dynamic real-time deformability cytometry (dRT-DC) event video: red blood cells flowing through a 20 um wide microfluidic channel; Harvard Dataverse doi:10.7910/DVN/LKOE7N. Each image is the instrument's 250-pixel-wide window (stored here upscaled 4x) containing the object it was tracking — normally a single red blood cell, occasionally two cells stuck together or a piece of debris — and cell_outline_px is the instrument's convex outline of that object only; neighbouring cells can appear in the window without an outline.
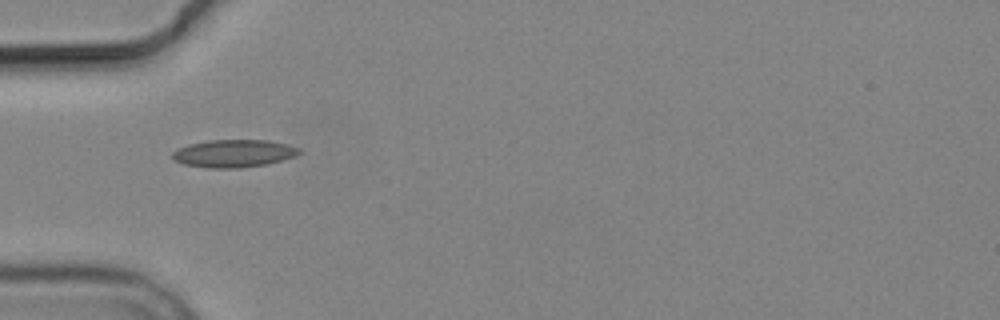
{"species": "common noctule bat (a hibernating species)", "species_latin": "Nyctalus noctula", "temperature_condition": "cold", "stored_images_in_passage": 5, "camera_frame_rate_fps": 3000, "um_per_image_px": 0.085, "animal": {"sex": "male", "body_mass_g": 19.2, "forearm_length_mm": 51.8}, "frame": {"image": 1, "passage_image": 1, "time_ms": 0.0, "image_size_px": [1000, 320], "cell_outline_px": [[304, 152], [296, 156], [268, 164], [240, 168], [208, 168], [184, 164], [172, 160], [172, 152], [188, 144], [208, 140], [268, 140], [300, 148]], "centroid_in_image_um": [19.88, 13.05], "position_along_channel_um": 65.1, "area_um2": 20.58}}
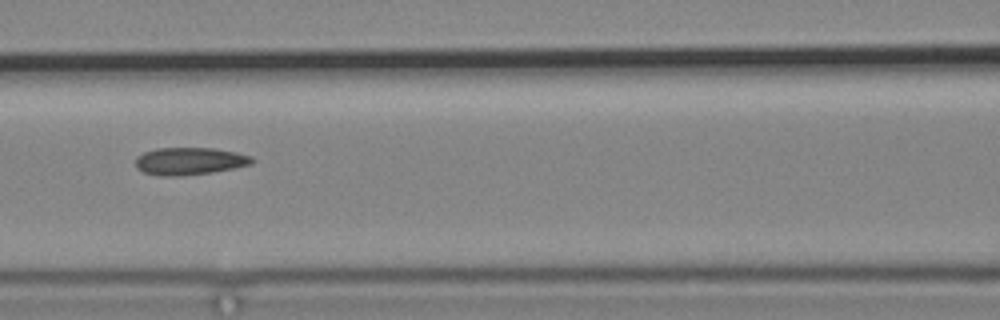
{"frame": {"image": 2, "passage_image": 3, "time_ms": 2.333, "image_size_px": [1000, 320], "cell_outline_px": [[256, 160], [252, 164], [236, 168], [212, 172], [184, 176], [160, 176], [144, 172], [136, 168], [136, 156], [144, 152], [156, 148], [212, 148], [236, 152], [252, 156]], "centroid_in_image_um": [16.14, 13.7], "position_along_channel_um": 150.5, "area_um2": 18.84}}
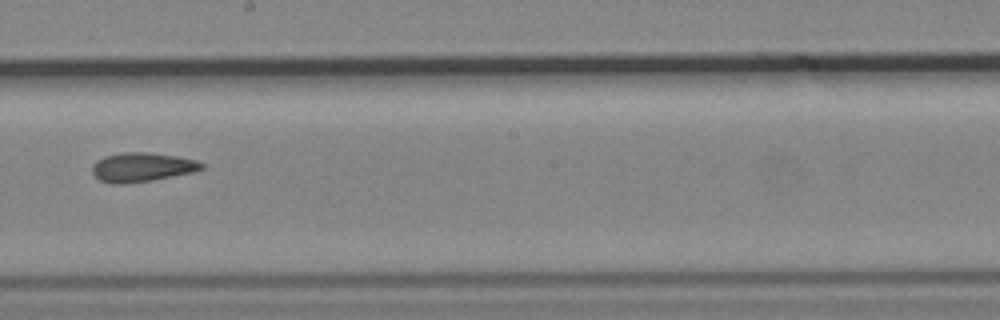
{"frame": {"image": 3, "passage_image": 5, "time_ms": 4.667, "image_size_px": [1000, 320], "cell_outline_px": [[204, 168], [196, 172], [152, 180], [116, 184], [112, 184], [100, 180], [92, 172], [92, 164], [96, 160], [104, 156], [124, 152], [144, 152], [176, 156], [196, 160], [204, 164]], "centroid_in_image_um": [12.07, 14.21], "position_along_channel_um": 236.1, "area_um2": 18.55}}